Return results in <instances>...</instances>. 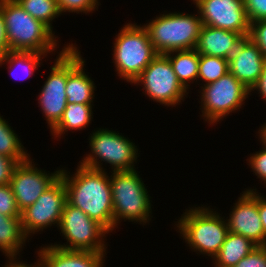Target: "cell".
<instances>
[{
  "label": "cell",
  "mask_w": 266,
  "mask_h": 267,
  "mask_svg": "<svg viewBox=\"0 0 266 267\" xmlns=\"http://www.w3.org/2000/svg\"><path fill=\"white\" fill-rule=\"evenodd\" d=\"M61 168L60 177L66 189V201L99 222L109 232L114 230L110 177L105 170L78 164L76 173Z\"/></svg>",
  "instance_id": "obj_1"
},
{
  "label": "cell",
  "mask_w": 266,
  "mask_h": 267,
  "mask_svg": "<svg viewBox=\"0 0 266 267\" xmlns=\"http://www.w3.org/2000/svg\"><path fill=\"white\" fill-rule=\"evenodd\" d=\"M9 51H32L53 54L58 38L42 21L28 14L16 0H0Z\"/></svg>",
  "instance_id": "obj_2"
},
{
  "label": "cell",
  "mask_w": 266,
  "mask_h": 267,
  "mask_svg": "<svg viewBox=\"0 0 266 267\" xmlns=\"http://www.w3.org/2000/svg\"><path fill=\"white\" fill-rule=\"evenodd\" d=\"M201 205L186 209L175 224L191 250L214 258L229 232L226 219L215 209Z\"/></svg>",
  "instance_id": "obj_3"
},
{
  "label": "cell",
  "mask_w": 266,
  "mask_h": 267,
  "mask_svg": "<svg viewBox=\"0 0 266 267\" xmlns=\"http://www.w3.org/2000/svg\"><path fill=\"white\" fill-rule=\"evenodd\" d=\"M111 173L114 229L122 220L143 223L142 225L149 224L150 217H153L151 216V196L138 171L135 169Z\"/></svg>",
  "instance_id": "obj_4"
},
{
  "label": "cell",
  "mask_w": 266,
  "mask_h": 267,
  "mask_svg": "<svg viewBox=\"0 0 266 267\" xmlns=\"http://www.w3.org/2000/svg\"><path fill=\"white\" fill-rule=\"evenodd\" d=\"M197 14L163 13L143 25L156 53L195 49L202 27Z\"/></svg>",
  "instance_id": "obj_5"
},
{
  "label": "cell",
  "mask_w": 266,
  "mask_h": 267,
  "mask_svg": "<svg viewBox=\"0 0 266 267\" xmlns=\"http://www.w3.org/2000/svg\"><path fill=\"white\" fill-rule=\"evenodd\" d=\"M127 23L115 37L113 63L119 78L133 83L157 53L144 26Z\"/></svg>",
  "instance_id": "obj_6"
},
{
  "label": "cell",
  "mask_w": 266,
  "mask_h": 267,
  "mask_svg": "<svg viewBox=\"0 0 266 267\" xmlns=\"http://www.w3.org/2000/svg\"><path fill=\"white\" fill-rule=\"evenodd\" d=\"M89 137L91 151L79 161L81 165L92 169L106 170L102 166L105 162L110 164L112 172L136 169L138 148L128 137L107 128L94 130Z\"/></svg>",
  "instance_id": "obj_7"
},
{
  "label": "cell",
  "mask_w": 266,
  "mask_h": 267,
  "mask_svg": "<svg viewBox=\"0 0 266 267\" xmlns=\"http://www.w3.org/2000/svg\"><path fill=\"white\" fill-rule=\"evenodd\" d=\"M58 228L67 242L66 244L54 243V246L67 250L106 253L107 244L104 238L110 232L81 209L70 205L67 201Z\"/></svg>",
  "instance_id": "obj_8"
},
{
  "label": "cell",
  "mask_w": 266,
  "mask_h": 267,
  "mask_svg": "<svg viewBox=\"0 0 266 267\" xmlns=\"http://www.w3.org/2000/svg\"><path fill=\"white\" fill-rule=\"evenodd\" d=\"M200 88V116L210 125L217 124L234 111H240L245 99L251 95L250 90L230 72Z\"/></svg>",
  "instance_id": "obj_9"
},
{
  "label": "cell",
  "mask_w": 266,
  "mask_h": 267,
  "mask_svg": "<svg viewBox=\"0 0 266 267\" xmlns=\"http://www.w3.org/2000/svg\"><path fill=\"white\" fill-rule=\"evenodd\" d=\"M132 84L142 85L144 95L167 107H176L188 95L164 54H157Z\"/></svg>",
  "instance_id": "obj_10"
},
{
  "label": "cell",
  "mask_w": 266,
  "mask_h": 267,
  "mask_svg": "<svg viewBox=\"0 0 266 267\" xmlns=\"http://www.w3.org/2000/svg\"><path fill=\"white\" fill-rule=\"evenodd\" d=\"M65 203V184L59 177L33 205L21 212L24 234L29 238L32 234L51 227L52 224H57L55 226L58 227Z\"/></svg>",
  "instance_id": "obj_11"
},
{
  "label": "cell",
  "mask_w": 266,
  "mask_h": 267,
  "mask_svg": "<svg viewBox=\"0 0 266 267\" xmlns=\"http://www.w3.org/2000/svg\"><path fill=\"white\" fill-rule=\"evenodd\" d=\"M75 43H68L56 56L51 73L42 86L38 95V103L46 118L50 131L58 124L63 116L67 104L65 88L67 84V47H75Z\"/></svg>",
  "instance_id": "obj_12"
},
{
  "label": "cell",
  "mask_w": 266,
  "mask_h": 267,
  "mask_svg": "<svg viewBox=\"0 0 266 267\" xmlns=\"http://www.w3.org/2000/svg\"><path fill=\"white\" fill-rule=\"evenodd\" d=\"M202 25L240 33L248 37L250 22L244 0H193Z\"/></svg>",
  "instance_id": "obj_13"
},
{
  "label": "cell",
  "mask_w": 266,
  "mask_h": 267,
  "mask_svg": "<svg viewBox=\"0 0 266 267\" xmlns=\"http://www.w3.org/2000/svg\"><path fill=\"white\" fill-rule=\"evenodd\" d=\"M31 159L30 157L15 167L9 183L20 212L33 205L43 192L60 177L61 173V169L51 174L45 172L46 170L36 167Z\"/></svg>",
  "instance_id": "obj_14"
},
{
  "label": "cell",
  "mask_w": 266,
  "mask_h": 267,
  "mask_svg": "<svg viewBox=\"0 0 266 267\" xmlns=\"http://www.w3.org/2000/svg\"><path fill=\"white\" fill-rule=\"evenodd\" d=\"M246 189L232 207L229 219H226L229 232L242 235L257 246H266V237L258 212V192Z\"/></svg>",
  "instance_id": "obj_15"
},
{
  "label": "cell",
  "mask_w": 266,
  "mask_h": 267,
  "mask_svg": "<svg viewBox=\"0 0 266 267\" xmlns=\"http://www.w3.org/2000/svg\"><path fill=\"white\" fill-rule=\"evenodd\" d=\"M265 61L258 46L249 37H245L228 59V68L230 73L251 90L263 71Z\"/></svg>",
  "instance_id": "obj_16"
},
{
  "label": "cell",
  "mask_w": 266,
  "mask_h": 267,
  "mask_svg": "<svg viewBox=\"0 0 266 267\" xmlns=\"http://www.w3.org/2000/svg\"><path fill=\"white\" fill-rule=\"evenodd\" d=\"M75 47H67V103L93 104L95 83L85 73V60Z\"/></svg>",
  "instance_id": "obj_17"
},
{
  "label": "cell",
  "mask_w": 266,
  "mask_h": 267,
  "mask_svg": "<svg viewBox=\"0 0 266 267\" xmlns=\"http://www.w3.org/2000/svg\"><path fill=\"white\" fill-rule=\"evenodd\" d=\"M40 248L37 254L45 267H103L107 255L91 251L67 250L52 244Z\"/></svg>",
  "instance_id": "obj_18"
},
{
  "label": "cell",
  "mask_w": 266,
  "mask_h": 267,
  "mask_svg": "<svg viewBox=\"0 0 266 267\" xmlns=\"http://www.w3.org/2000/svg\"><path fill=\"white\" fill-rule=\"evenodd\" d=\"M243 39L240 33L202 25L195 50L202 55L228 60Z\"/></svg>",
  "instance_id": "obj_19"
},
{
  "label": "cell",
  "mask_w": 266,
  "mask_h": 267,
  "mask_svg": "<svg viewBox=\"0 0 266 267\" xmlns=\"http://www.w3.org/2000/svg\"><path fill=\"white\" fill-rule=\"evenodd\" d=\"M257 247L248 238L228 232L219 252L212 259L215 267H235Z\"/></svg>",
  "instance_id": "obj_20"
},
{
  "label": "cell",
  "mask_w": 266,
  "mask_h": 267,
  "mask_svg": "<svg viewBox=\"0 0 266 267\" xmlns=\"http://www.w3.org/2000/svg\"><path fill=\"white\" fill-rule=\"evenodd\" d=\"M21 217L0 214V251L8 257H17L26 245ZM25 244V245H24Z\"/></svg>",
  "instance_id": "obj_21"
},
{
  "label": "cell",
  "mask_w": 266,
  "mask_h": 267,
  "mask_svg": "<svg viewBox=\"0 0 266 267\" xmlns=\"http://www.w3.org/2000/svg\"><path fill=\"white\" fill-rule=\"evenodd\" d=\"M92 106L94 105L67 103L62 118L50 131L54 138H61L68 130L86 129L93 119Z\"/></svg>",
  "instance_id": "obj_22"
},
{
  "label": "cell",
  "mask_w": 266,
  "mask_h": 267,
  "mask_svg": "<svg viewBox=\"0 0 266 267\" xmlns=\"http://www.w3.org/2000/svg\"><path fill=\"white\" fill-rule=\"evenodd\" d=\"M164 55L170 60L181 85L189 91L191 81L198 80L199 53L192 49L171 51Z\"/></svg>",
  "instance_id": "obj_23"
},
{
  "label": "cell",
  "mask_w": 266,
  "mask_h": 267,
  "mask_svg": "<svg viewBox=\"0 0 266 267\" xmlns=\"http://www.w3.org/2000/svg\"><path fill=\"white\" fill-rule=\"evenodd\" d=\"M47 55L44 53L32 52V51H8L0 58V66L7 63L9 73L15 80L23 81L34 75V71L41 67L40 61ZM21 68L20 72L24 77L19 78L16 75H20L16 69ZM17 72V73H16ZM16 74V75H15Z\"/></svg>",
  "instance_id": "obj_24"
},
{
  "label": "cell",
  "mask_w": 266,
  "mask_h": 267,
  "mask_svg": "<svg viewBox=\"0 0 266 267\" xmlns=\"http://www.w3.org/2000/svg\"><path fill=\"white\" fill-rule=\"evenodd\" d=\"M0 154L13 158L19 163L30 158V154L27 153L13 127L3 119V116H0Z\"/></svg>",
  "instance_id": "obj_25"
},
{
  "label": "cell",
  "mask_w": 266,
  "mask_h": 267,
  "mask_svg": "<svg viewBox=\"0 0 266 267\" xmlns=\"http://www.w3.org/2000/svg\"><path fill=\"white\" fill-rule=\"evenodd\" d=\"M32 17L42 21L52 31V21L61 16L57 0H16Z\"/></svg>",
  "instance_id": "obj_26"
},
{
  "label": "cell",
  "mask_w": 266,
  "mask_h": 267,
  "mask_svg": "<svg viewBox=\"0 0 266 267\" xmlns=\"http://www.w3.org/2000/svg\"><path fill=\"white\" fill-rule=\"evenodd\" d=\"M229 72L228 60L199 54L198 79L205 82L204 85L215 82Z\"/></svg>",
  "instance_id": "obj_27"
},
{
  "label": "cell",
  "mask_w": 266,
  "mask_h": 267,
  "mask_svg": "<svg viewBox=\"0 0 266 267\" xmlns=\"http://www.w3.org/2000/svg\"><path fill=\"white\" fill-rule=\"evenodd\" d=\"M59 10L62 13L90 14L98 9L99 0H57Z\"/></svg>",
  "instance_id": "obj_28"
},
{
  "label": "cell",
  "mask_w": 266,
  "mask_h": 267,
  "mask_svg": "<svg viewBox=\"0 0 266 267\" xmlns=\"http://www.w3.org/2000/svg\"><path fill=\"white\" fill-rule=\"evenodd\" d=\"M0 214L21 217V212L9 184L0 185Z\"/></svg>",
  "instance_id": "obj_29"
},
{
  "label": "cell",
  "mask_w": 266,
  "mask_h": 267,
  "mask_svg": "<svg viewBox=\"0 0 266 267\" xmlns=\"http://www.w3.org/2000/svg\"><path fill=\"white\" fill-rule=\"evenodd\" d=\"M248 37L258 46L266 58V20L251 22Z\"/></svg>",
  "instance_id": "obj_30"
},
{
  "label": "cell",
  "mask_w": 266,
  "mask_h": 267,
  "mask_svg": "<svg viewBox=\"0 0 266 267\" xmlns=\"http://www.w3.org/2000/svg\"><path fill=\"white\" fill-rule=\"evenodd\" d=\"M251 156L247 158V162L251 168L252 172L266 184V147L263 146L261 151L250 154Z\"/></svg>",
  "instance_id": "obj_31"
},
{
  "label": "cell",
  "mask_w": 266,
  "mask_h": 267,
  "mask_svg": "<svg viewBox=\"0 0 266 267\" xmlns=\"http://www.w3.org/2000/svg\"><path fill=\"white\" fill-rule=\"evenodd\" d=\"M235 267H266V246H257Z\"/></svg>",
  "instance_id": "obj_32"
},
{
  "label": "cell",
  "mask_w": 266,
  "mask_h": 267,
  "mask_svg": "<svg viewBox=\"0 0 266 267\" xmlns=\"http://www.w3.org/2000/svg\"><path fill=\"white\" fill-rule=\"evenodd\" d=\"M249 22L266 20V0H244Z\"/></svg>",
  "instance_id": "obj_33"
},
{
  "label": "cell",
  "mask_w": 266,
  "mask_h": 267,
  "mask_svg": "<svg viewBox=\"0 0 266 267\" xmlns=\"http://www.w3.org/2000/svg\"><path fill=\"white\" fill-rule=\"evenodd\" d=\"M19 162L0 154V185L9 184L15 167Z\"/></svg>",
  "instance_id": "obj_34"
},
{
  "label": "cell",
  "mask_w": 266,
  "mask_h": 267,
  "mask_svg": "<svg viewBox=\"0 0 266 267\" xmlns=\"http://www.w3.org/2000/svg\"><path fill=\"white\" fill-rule=\"evenodd\" d=\"M255 90L260 94L259 97L261 96L266 101V61L257 83L252 87L250 92Z\"/></svg>",
  "instance_id": "obj_35"
},
{
  "label": "cell",
  "mask_w": 266,
  "mask_h": 267,
  "mask_svg": "<svg viewBox=\"0 0 266 267\" xmlns=\"http://www.w3.org/2000/svg\"><path fill=\"white\" fill-rule=\"evenodd\" d=\"M9 51L4 18L0 12V58Z\"/></svg>",
  "instance_id": "obj_36"
},
{
  "label": "cell",
  "mask_w": 266,
  "mask_h": 267,
  "mask_svg": "<svg viewBox=\"0 0 266 267\" xmlns=\"http://www.w3.org/2000/svg\"><path fill=\"white\" fill-rule=\"evenodd\" d=\"M259 194H258V212L264 229V235L266 237V197L261 195V193Z\"/></svg>",
  "instance_id": "obj_37"
},
{
  "label": "cell",
  "mask_w": 266,
  "mask_h": 267,
  "mask_svg": "<svg viewBox=\"0 0 266 267\" xmlns=\"http://www.w3.org/2000/svg\"><path fill=\"white\" fill-rule=\"evenodd\" d=\"M8 259L9 260H7L8 262L6 263V265H4V267H31V265H29L28 263L26 264L25 261H20V258L18 257H8Z\"/></svg>",
  "instance_id": "obj_38"
},
{
  "label": "cell",
  "mask_w": 266,
  "mask_h": 267,
  "mask_svg": "<svg viewBox=\"0 0 266 267\" xmlns=\"http://www.w3.org/2000/svg\"><path fill=\"white\" fill-rule=\"evenodd\" d=\"M259 133L260 143L262 142V146L266 147V123H264L261 128L258 130L257 134Z\"/></svg>",
  "instance_id": "obj_39"
},
{
  "label": "cell",
  "mask_w": 266,
  "mask_h": 267,
  "mask_svg": "<svg viewBox=\"0 0 266 267\" xmlns=\"http://www.w3.org/2000/svg\"><path fill=\"white\" fill-rule=\"evenodd\" d=\"M31 267H45L43 262L38 258L34 264H31Z\"/></svg>",
  "instance_id": "obj_40"
}]
</instances>
